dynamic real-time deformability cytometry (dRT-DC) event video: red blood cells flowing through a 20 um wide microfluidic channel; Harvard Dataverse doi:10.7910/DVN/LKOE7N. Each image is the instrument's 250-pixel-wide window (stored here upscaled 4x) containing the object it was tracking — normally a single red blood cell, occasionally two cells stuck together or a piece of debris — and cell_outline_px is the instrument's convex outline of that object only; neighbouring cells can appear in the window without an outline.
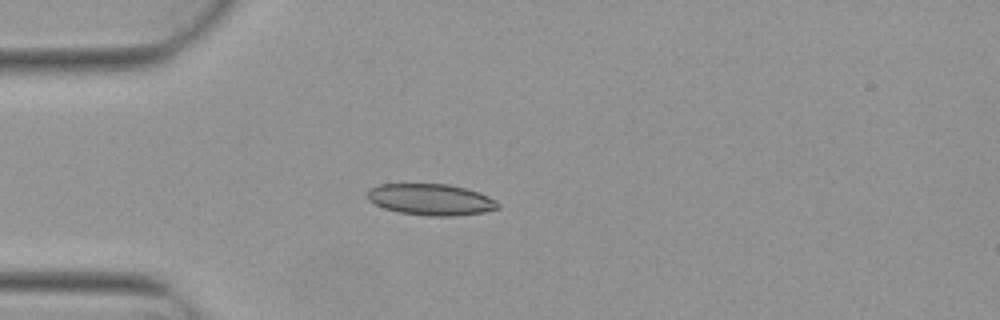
{"species": "Egyptian fruit bat (a non-hibernating species)", "species_latin": "Rousettus aegyptiacus", "temperature_condition": "warm", "stored_images_in_passage": 3, "camera_frame_rate_fps": 3000, "um_per_image_px": 0.085, "animal": {"sex": "female"}, "frame": {"image": 1, "passage_image": 3, "time_ms": 0.667, "image_size_px": [1000, 320], "cell_outline_px": [[500, 208], [484, 212], [456, 216], [428, 216], [400, 212], [384, 208], [368, 200], [368, 188], [380, 184], [448, 184], [468, 188], [480, 192], [496, 200], [500, 204]], "centroid_in_image_um": [36.66, 16.96], "position_along_channel_um": 48.3, "area_um2": 24.04}}